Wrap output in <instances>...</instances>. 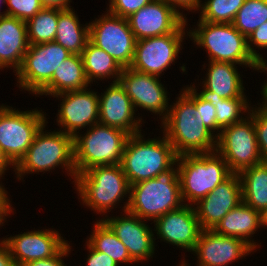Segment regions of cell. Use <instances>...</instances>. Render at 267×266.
Segmentation results:
<instances>
[{"label": "cell", "instance_id": "cell-41", "mask_svg": "<svg viewBox=\"0 0 267 266\" xmlns=\"http://www.w3.org/2000/svg\"><path fill=\"white\" fill-rule=\"evenodd\" d=\"M86 245L89 251L86 266H119L105 253L96 251L88 242H86Z\"/></svg>", "mask_w": 267, "mask_h": 266}, {"label": "cell", "instance_id": "cell-2", "mask_svg": "<svg viewBox=\"0 0 267 266\" xmlns=\"http://www.w3.org/2000/svg\"><path fill=\"white\" fill-rule=\"evenodd\" d=\"M74 186L83 205L97 214H108L127 198L122 211L129 204L130 185L120 164L103 165L90 168L76 176ZM128 194V195H127ZM122 198V199H121ZM117 204V205H116ZM110 210V211H109Z\"/></svg>", "mask_w": 267, "mask_h": 266}, {"label": "cell", "instance_id": "cell-45", "mask_svg": "<svg viewBox=\"0 0 267 266\" xmlns=\"http://www.w3.org/2000/svg\"><path fill=\"white\" fill-rule=\"evenodd\" d=\"M44 8H56V9H71V0H40Z\"/></svg>", "mask_w": 267, "mask_h": 266}, {"label": "cell", "instance_id": "cell-43", "mask_svg": "<svg viewBox=\"0 0 267 266\" xmlns=\"http://www.w3.org/2000/svg\"><path fill=\"white\" fill-rule=\"evenodd\" d=\"M8 192L5 187L0 183V225L4 226V221L6 222V217L9 214L13 213L12 204L10 203V199L8 198ZM9 213V214H8ZM0 226V227H1Z\"/></svg>", "mask_w": 267, "mask_h": 266}, {"label": "cell", "instance_id": "cell-48", "mask_svg": "<svg viewBox=\"0 0 267 266\" xmlns=\"http://www.w3.org/2000/svg\"><path fill=\"white\" fill-rule=\"evenodd\" d=\"M257 70L267 71V61H266V59L263 62L259 63V66H258Z\"/></svg>", "mask_w": 267, "mask_h": 266}, {"label": "cell", "instance_id": "cell-16", "mask_svg": "<svg viewBox=\"0 0 267 266\" xmlns=\"http://www.w3.org/2000/svg\"><path fill=\"white\" fill-rule=\"evenodd\" d=\"M121 217H109L105 215L102 220L116 234L117 238L127 248L130 258L135 262L147 261L155 253L156 237L146 223V220L139 218L130 212L123 211Z\"/></svg>", "mask_w": 267, "mask_h": 266}, {"label": "cell", "instance_id": "cell-39", "mask_svg": "<svg viewBox=\"0 0 267 266\" xmlns=\"http://www.w3.org/2000/svg\"><path fill=\"white\" fill-rule=\"evenodd\" d=\"M247 45L252 56L260 63L265 60L262 54L258 53L253 47L258 50L267 49V22L259 26L247 37Z\"/></svg>", "mask_w": 267, "mask_h": 266}, {"label": "cell", "instance_id": "cell-7", "mask_svg": "<svg viewBox=\"0 0 267 266\" xmlns=\"http://www.w3.org/2000/svg\"><path fill=\"white\" fill-rule=\"evenodd\" d=\"M198 21L195 29H189V38L197 47L205 48L209 61L244 65L257 71L259 62L248 49L247 37L241 34L232 23Z\"/></svg>", "mask_w": 267, "mask_h": 266}, {"label": "cell", "instance_id": "cell-24", "mask_svg": "<svg viewBox=\"0 0 267 266\" xmlns=\"http://www.w3.org/2000/svg\"><path fill=\"white\" fill-rule=\"evenodd\" d=\"M263 227L262 214L243 201L230 210L222 220L212 229L215 233L223 236L241 238L254 249L260 248L259 243L254 242L255 232Z\"/></svg>", "mask_w": 267, "mask_h": 266}, {"label": "cell", "instance_id": "cell-42", "mask_svg": "<svg viewBox=\"0 0 267 266\" xmlns=\"http://www.w3.org/2000/svg\"><path fill=\"white\" fill-rule=\"evenodd\" d=\"M168 4H170L179 14H181L186 20L187 17L183 12H180V8L184 10L198 11L201 5L202 0H164Z\"/></svg>", "mask_w": 267, "mask_h": 266}, {"label": "cell", "instance_id": "cell-13", "mask_svg": "<svg viewBox=\"0 0 267 266\" xmlns=\"http://www.w3.org/2000/svg\"><path fill=\"white\" fill-rule=\"evenodd\" d=\"M187 22L186 20L174 33L137 40L130 68L161 77L162 72L175 63L182 50L184 37L189 36V32H185Z\"/></svg>", "mask_w": 267, "mask_h": 266}, {"label": "cell", "instance_id": "cell-27", "mask_svg": "<svg viewBox=\"0 0 267 266\" xmlns=\"http://www.w3.org/2000/svg\"><path fill=\"white\" fill-rule=\"evenodd\" d=\"M89 40V23L80 24L73 7L65 10L59 9L54 42L63 46L71 54L81 55Z\"/></svg>", "mask_w": 267, "mask_h": 266}, {"label": "cell", "instance_id": "cell-35", "mask_svg": "<svg viewBox=\"0 0 267 266\" xmlns=\"http://www.w3.org/2000/svg\"><path fill=\"white\" fill-rule=\"evenodd\" d=\"M250 106L249 116L253 119L262 162L267 163V108Z\"/></svg>", "mask_w": 267, "mask_h": 266}, {"label": "cell", "instance_id": "cell-38", "mask_svg": "<svg viewBox=\"0 0 267 266\" xmlns=\"http://www.w3.org/2000/svg\"><path fill=\"white\" fill-rule=\"evenodd\" d=\"M152 0H109L107 11L113 15L128 18Z\"/></svg>", "mask_w": 267, "mask_h": 266}, {"label": "cell", "instance_id": "cell-40", "mask_svg": "<svg viewBox=\"0 0 267 266\" xmlns=\"http://www.w3.org/2000/svg\"><path fill=\"white\" fill-rule=\"evenodd\" d=\"M71 251L70 242L67 243L55 256L25 263L22 266H67L64 264L63 257H67Z\"/></svg>", "mask_w": 267, "mask_h": 266}, {"label": "cell", "instance_id": "cell-4", "mask_svg": "<svg viewBox=\"0 0 267 266\" xmlns=\"http://www.w3.org/2000/svg\"><path fill=\"white\" fill-rule=\"evenodd\" d=\"M45 127L46 124L36 133L32 144L13 171L18 180H23L22 176L26 174L50 172L62 166L75 182L74 137L60 130L48 132Z\"/></svg>", "mask_w": 267, "mask_h": 266}, {"label": "cell", "instance_id": "cell-1", "mask_svg": "<svg viewBox=\"0 0 267 266\" xmlns=\"http://www.w3.org/2000/svg\"><path fill=\"white\" fill-rule=\"evenodd\" d=\"M179 95L161 121L163 136L177 156L215 152L217 136L203 124L201 108H196L183 92Z\"/></svg>", "mask_w": 267, "mask_h": 266}, {"label": "cell", "instance_id": "cell-21", "mask_svg": "<svg viewBox=\"0 0 267 266\" xmlns=\"http://www.w3.org/2000/svg\"><path fill=\"white\" fill-rule=\"evenodd\" d=\"M110 84L98 96L99 123L121 129L129 135L140 133L142 118L136 117L134 106L124 87L119 81Z\"/></svg>", "mask_w": 267, "mask_h": 266}, {"label": "cell", "instance_id": "cell-8", "mask_svg": "<svg viewBox=\"0 0 267 266\" xmlns=\"http://www.w3.org/2000/svg\"><path fill=\"white\" fill-rule=\"evenodd\" d=\"M130 135L125 131L96 123L82 135L74 137L76 176L90 168L121 163L125 143Z\"/></svg>", "mask_w": 267, "mask_h": 266}, {"label": "cell", "instance_id": "cell-5", "mask_svg": "<svg viewBox=\"0 0 267 266\" xmlns=\"http://www.w3.org/2000/svg\"><path fill=\"white\" fill-rule=\"evenodd\" d=\"M141 132L130 135L125 143L121 167L129 185L156 178L175 165L177 155L164 136L144 139Z\"/></svg>", "mask_w": 267, "mask_h": 266}, {"label": "cell", "instance_id": "cell-12", "mask_svg": "<svg viewBox=\"0 0 267 266\" xmlns=\"http://www.w3.org/2000/svg\"><path fill=\"white\" fill-rule=\"evenodd\" d=\"M90 41L103 49L122 67L129 68L134 59L136 38L127 18L108 11L89 22Z\"/></svg>", "mask_w": 267, "mask_h": 266}, {"label": "cell", "instance_id": "cell-37", "mask_svg": "<svg viewBox=\"0 0 267 266\" xmlns=\"http://www.w3.org/2000/svg\"><path fill=\"white\" fill-rule=\"evenodd\" d=\"M7 16L15 17L27 22L44 7L40 0H6Z\"/></svg>", "mask_w": 267, "mask_h": 266}, {"label": "cell", "instance_id": "cell-36", "mask_svg": "<svg viewBox=\"0 0 267 266\" xmlns=\"http://www.w3.org/2000/svg\"><path fill=\"white\" fill-rule=\"evenodd\" d=\"M181 91L195 104L196 108H201V116H202L203 124L213 134L217 133L216 136H218L222 129L216 124L215 107L210 102H206L202 100L196 94V92L193 89H191L188 85L185 88H183Z\"/></svg>", "mask_w": 267, "mask_h": 266}, {"label": "cell", "instance_id": "cell-30", "mask_svg": "<svg viewBox=\"0 0 267 266\" xmlns=\"http://www.w3.org/2000/svg\"><path fill=\"white\" fill-rule=\"evenodd\" d=\"M204 101L210 102L216 109V124L221 128H225L234 123L241 122L244 117L243 113L249 114L250 105L248 98H229L224 99L218 94L211 92L202 86V91L197 92L194 84L189 86ZM242 115H241V114Z\"/></svg>", "mask_w": 267, "mask_h": 266}, {"label": "cell", "instance_id": "cell-3", "mask_svg": "<svg viewBox=\"0 0 267 266\" xmlns=\"http://www.w3.org/2000/svg\"><path fill=\"white\" fill-rule=\"evenodd\" d=\"M183 205L177 162L175 167L159 173L156 178L130 185L127 211L142 220L154 222Z\"/></svg>", "mask_w": 267, "mask_h": 266}, {"label": "cell", "instance_id": "cell-26", "mask_svg": "<svg viewBox=\"0 0 267 266\" xmlns=\"http://www.w3.org/2000/svg\"><path fill=\"white\" fill-rule=\"evenodd\" d=\"M86 78L81 55L71 54L59 67L56 68L51 81L37 94L58 95L68 91L85 89L89 86Z\"/></svg>", "mask_w": 267, "mask_h": 266}, {"label": "cell", "instance_id": "cell-33", "mask_svg": "<svg viewBox=\"0 0 267 266\" xmlns=\"http://www.w3.org/2000/svg\"><path fill=\"white\" fill-rule=\"evenodd\" d=\"M267 22V0H245L232 22L234 27L248 37Z\"/></svg>", "mask_w": 267, "mask_h": 266}, {"label": "cell", "instance_id": "cell-47", "mask_svg": "<svg viewBox=\"0 0 267 266\" xmlns=\"http://www.w3.org/2000/svg\"><path fill=\"white\" fill-rule=\"evenodd\" d=\"M258 71H260V72H264V73H266L267 74V72H265V71H261V70H258ZM267 80V79H266ZM264 85H262V87L261 88H263V89H261L262 91H260L261 92V95L263 96L262 97V104L261 103H259V104H257V105H261V106H263L264 108H267V81H266V83H265V81H264V83H263Z\"/></svg>", "mask_w": 267, "mask_h": 266}, {"label": "cell", "instance_id": "cell-18", "mask_svg": "<svg viewBox=\"0 0 267 266\" xmlns=\"http://www.w3.org/2000/svg\"><path fill=\"white\" fill-rule=\"evenodd\" d=\"M254 250L241 238L219 235L213 230H202L192 253L197 256V266H228Z\"/></svg>", "mask_w": 267, "mask_h": 266}, {"label": "cell", "instance_id": "cell-32", "mask_svg": "<svg viewBox=\"0 0 267 266\" xmlns=\"http://www.w3.org/2000/svg\"><path fill=\"white\" fill-rule=\"evenodd\" d=\"M59 9L43 8L29 19L27 33L29 44L53 42L58 27Z\"/></svg>", "mask_w": 267, "mask_h": 266}, {"label": "cell", "instance_id": "cell-11", "mask_svg": "<svg viewBox=\"0 0 267 266\" xmlns=\"http://www.w3.org/2000/svg\"><path fill=\"white\" fill-rule=\"evenodd\" d=\"M71 55L56 42L30 44L16 72L19 89L37 95L50 81L56 68Z\"/></svg>", "mask_w": 267, "mask_h": 266}, {"label": "cell", "instance_id": "cell-29", "mask_svg": "<svg viewBox=\"0 0 267 266\" xmlns=\"http://www.w3.org/2000/svg\"><path fill=\"white\" fill-rule=\"evenodd\" d=\"M84 71L90 84L96 80L114 78L112 82H118L123 68L107 54L103 49L94 45L90 40L82 51ZM92 82V83H91Z\"/></svg>", "mask_w": 267, "mask_h": 266}, {"label": "cell", "instance_id": "cell-44", "mask_svg": "<svg viewBox=\"0 0 267 266\" xmlns=\"http://www.w3.org/2000/svg\"><path fill=\"white\" fill-rule=\"evenodd\" d=\"M0 266H16L9 247L4 240L0 241Z\"/></svg>", "mask_w": 267, "mask_h": 266}, {"label": "cell", "instance_id": "cell-14", "mask_svg": "<svg viewBox=\"0 0 267 266\" xmlns=\"http://www.w3.org/2000/svg\"><path fill=\"white\" fill-rule=\"evenodd\" d=\"M97 93L90 88H85L54 95V98L62 100L56 119L58 126L61 127L59 130L75 137L82 128H90L99 123V95Z\"/></svg>", "mask_w": 267, "mask_h": 266}, {"label": "cell", "instance_id": "cell-10", "mask_svg": "<svg viewBox=\"0 0 267 266\" xmlns=\"http://www.w3.org/2000/svg\"><path fill=\"white\" fill-rule=\"evenodd\" d=\"M241 122L223 128L217 136L216 152L232 173L262 162L253 119L247 114Z\"/></svg>", "mask_w": 267, "mask_h": 266}, {"label": "cell", "instance_id": "cell-20", "mask_svg": "<svg viewBox=\"0 0 267 266\" xmlns=\"http://www.w3.org/2000/svg\"><path fill=\"white\" fill-rule=\"evenodd\" d=\"M154 231L160 240L192 252L202 231L195 206L184 204L169 211L154 222Z\"/></svg>", "mask_w": 267, "mask_h": 266}, {"label": "cell", "instance_id": "cell-15", "mask_svg": "<svg viewBox=\"0 0 267 266\" xmlns=\"http://www.w3.org/2000/svg\"><path fill=\"white\" fill-rule=\"evenodd\" d=\"M119 82L130 97L136 112L139 107L159 114L162 116L161 121L166 117L170 107L169 99L167 89L165 90L159 77L129 67L123 68Z\"/></svg>", "mask_w": 267, "mask_h": 266}, {"label": "cell", "instance_id": "cell-17", "mask_svg": "<svg viewBox=\"0 0 267 266\" xmlns=\"http://www.w3.org/2000/svg\"><path fill=\"white\" fill-rule=\"evenodd\" d=\"M3 240L16 266L55 256L69 242L54 229L28 231Z\"/></svg>", "mask_w": 267, "mask_h": 266}, {"label": "cell", "instance_id": "cell-31", "mask_svg": "<svg viewBox=\"0 0 267 266\" xmlns=\"http://www.w3.org/2000/svg\"><path fill=\"white\" fill-rule=\"evenodd\" d=\"M93 226V232L86 241L96 251L105 253L118 265L134 262L125 245L102 219L97 220Z\"/></svg>", "mask_w": 267, "mask_h": 266}, {"label": "cell", "instance_id": "cell-34", "mask_svg": "<svg viewBox=\"0 0 267 266\" xmlns=\"http://www.w3.org/2000/svg\"><path fill=\"white\" fill-rule=\"evenodd\" d=\"M201 3L199 11L200 21L210 23H232L236 13L243 6L245 0H205ZM203 4V5H202ZM202 6V7H201Z\"/></svg>", "mask_w": 267, "mask_h": 266}, {"label": "cell", "instance_id": "cell-25", "mask_svg": "<svg viewBox=\"0 0 267 266\" xmlns=\"http://www.w3.org/2000/svg\"><path fill=\"white\" fill-rule=\"evenodd\" d=\"M208 71L202 84L207 90L218 96L229 98H247L243 87V80L237 71L236 64L229 62L208 61Z\"/></svg>", "mask_w": 267, "mask_h": 266}, {"label": "cell", "instance_id": "cell-51", "mask_svg": "<svg viewBox=\"0 0 267 266\" xmlns=\"http://www.w3.org/2000/svg\"><path fill=\"white\" fill-rule=\"evenodd\" d=\"M186 262H187V261H185V260L183 259V261L179 264V266H189Z\"/></svg>", "mask_w": 267, "mask_h": 266}, {"label": "cell", "instance_id": "cell-23", "mask_svg": "<svg viewBox=\"0 0 267 266\" xmlns=\"http://www.w3.org/2000/svg\"><path fill=\"white\" fill-rule=\"evenodd\" d=\"M27 24L15 17H0V69L14 68L16 73L29 48Z\"/></svg>", "mask_w": 267, "mask_h": 266}, {"label": "cell", "instance_id": "cell-46", "mask_svg": "<svg viewBox=\"0 0 267 266\" xmlns=\"http://www.w3.org/2000/svg\"><path fill=\"white\" fill-rule=\"evenodd\" d=\"M11 165L13 167H11ZM10 167L14 169V165L4 155L0 147V179L3 175H5L4 173L9 170Z\"/></svg>", "mask_w": 267, "mask_h": 266}, {"label": "cell", "instance_id": "cell-6", "mask_svg": "<svg viewBox=\"0 0 267 266\" xmlns=\"http://www.w3.org/2000/svg\"><path fill=\"white\" fill-rule=\"evenodd\" d=\"M176 162L181 196L184 204L190 206L198 203L232 174L225 159L216 151L180 155Z\"/></svg>", "mask_w": 267, "mask_h": 266}, {"label": "cell", "instance_id": "cell-9", "mask_svg": "<svg viewBox=\"0 0 267 266\" xmlns=\"http://www.w3.org/2000/svg\"><path fill=\"white\" fill-rule=\"evenodd\" d=\"M42 110L21 111L0 105V147L15 166L25 155L36 133L48 123Z\"/></svg>", "mask_w": 267, "mask_h": 266}, {"label": "cell", "instance_id": "cell-49", "mask_svg": "<svg viewBox=\"0 0 267 266\" xmlns=\"http://www.w3.org/2000/svg\"><path fill=\"white\" fill-rule=\"evenodd\" d=\"M2 3H5L6 4V0H0V5ZM0 11H1V9H0ZM4 16H7V12L6 11L0 12V17H4Z\"/></svg>", "mask_w": 267, "mask_h": 266}, {"label": "cell", "instance_id": "cell-50", "mask_svg": "<svg viewBox=\"0 0 267 266\" xmlns=\"http://www.w3.org/2000/svg\"><path fill=\"white\" fill-rule=\"evenodd\" d=\"M263 217V227H267V211L262 215Z\"/></svg>", "mask_w": 267, "mask_h": 266}, {"label": "cell", "instance_id": "cell-28", "mask_svg": "<svg viewBox=\"0 0 267 266\" xmlns=\"http://www.w3.org/2000/svg\"><path fill=\"white\" fill-rule=\"evenodd\" d=\"M238 175L242 201L263 215L267 211V163L253 165Z\"/></svg>", "mask_w": 267, "mask_h": 266}, {"label": "cell", "instance_id": "cell-19", "mask_svg": "<svg viewBox=\"0 0 267 266\" xmlns=\"http://www.w3.org/2000/svg\"><path fill=\"white\" fill-rule=\"evenodd\" d=\"M127 20L136 40L174 33L186 21L164 0H152Z\"/></svg>", "mask_w": 267, "mask_h": 266}, {"label": "cell", "instance_id": "cell-22", "mask_svg": "<svg viewBox=\"0 0 267 266\" xmlns=\"http://www.w3.org/2000/svg\"><path fill=\"white\" fill-rule=\"evenodd\" d=\"M241 202V181L238 173H232L212 192L195 204L201 229L212 230L230 210Z\"/></svg>", "mask_w": 267, "mask_h": 266}]
</instances>
